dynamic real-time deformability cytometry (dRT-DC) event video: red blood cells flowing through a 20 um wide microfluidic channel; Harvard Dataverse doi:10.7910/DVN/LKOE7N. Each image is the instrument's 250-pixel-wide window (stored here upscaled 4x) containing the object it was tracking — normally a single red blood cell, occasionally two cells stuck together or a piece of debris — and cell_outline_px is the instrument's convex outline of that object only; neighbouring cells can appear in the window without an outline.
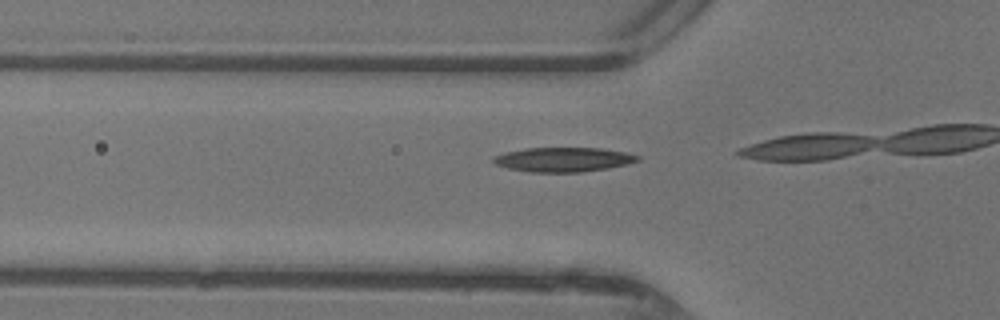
{"species": "common noctule bat (a hibernating species)", "species_latin": "Nyctalus noctula", "temperature_condition": "warm", "stored_images_in_passage": 15, "camera_frame_rate_fps": 3000, "um_per_image_px": 0.085, "animal": {"sex": "female"}, "frame": {"image": 1, "passage_image": 13, "time_ms": 4.0, "image_size_px": [1000, 320], "cell_outline_px": [[640, 160], [628, 164], [608, 168], [580, 172], [532, 172], [508, 168], [496, 164], [492, 160], [492, 156], [504, 152], [524, 148], [604, 148], [628, 152], [640, 156]], "centroid_in_image_um": [47.91, 13.55], "position_along_channel_um": 77.9, "area_um2": 20.69}}